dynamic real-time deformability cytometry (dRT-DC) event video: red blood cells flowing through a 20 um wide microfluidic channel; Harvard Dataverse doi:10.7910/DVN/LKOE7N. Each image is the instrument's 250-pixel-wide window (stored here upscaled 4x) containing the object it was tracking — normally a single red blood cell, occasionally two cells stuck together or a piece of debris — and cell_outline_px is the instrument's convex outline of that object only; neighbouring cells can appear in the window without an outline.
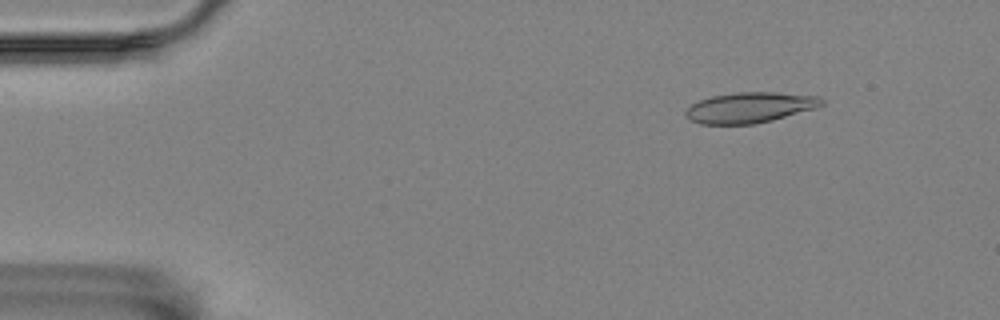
{"species": "Egyptian fruit bat (a non-hibernating species)", "species_latin": "Rousettus aegyptiacus", "temperature_condition": "room temperature", "stored_images_in_passage": 6, "camera_frame_rate_fps": 3000, "um_per_image_px": 0.085, "animal": {"sex": "female"}, "frame": {"image": 1, "passage_image": 1, "time_ms": 0.0, "image_size_px": [1000, 320], "cell_outline_px": [[824, 104], [816, 108], [772, 120], [756, 124], [700, 124], [692, 120], [684, 112], [692, 104], [700, 100], [712, 96], [736, 92], [776, 92], [820, 96], [824, 100]], "centroid_in_image_um": [63.78, 9.13], "position_along_channel_um": 21.2, "area_um2": 24.16}}
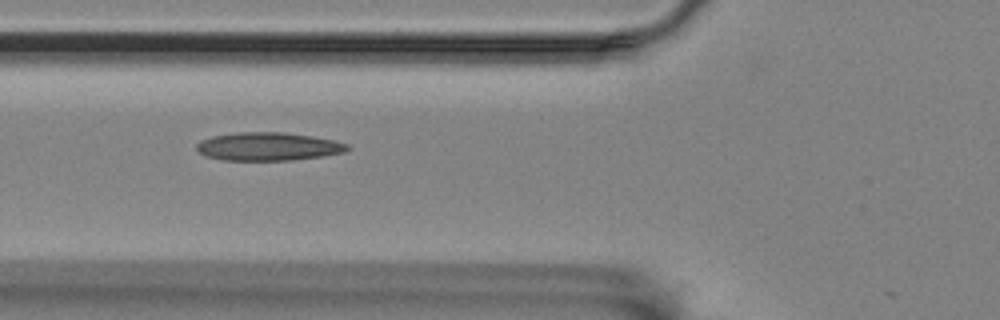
{"frame": {"image": 2, "passage_image": 5, "time_ms": 4.667, "image_size_px": [1000, 320], "cell_outline_px": [[352, 148], [344, 152], [324, 156], [292, 160], [224, 160], [204, 156], [196, 148], [196, 144], [200, 140], [212, 136], [236, 132], [284, 132], [312, 136], [332, 140], [348, 144]], "centroid_in_image_um": [22.79, 12.45], "position_along_channel_um": 103.0, "area_um2": 24.91}}
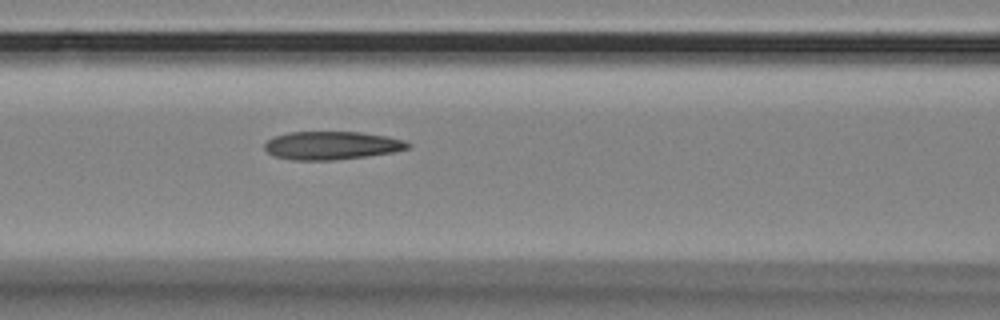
{"frame": {"image": 3, "passage_image": 6, "time_ms": 5.667, "image_size_px": [1000, 320], "cell_outline_px": [[412, 144], [408, 148], [392, 152], [364, 156], [332, 160], [292, 160], [272, 156], [264, 148], [264, 144], [268, 140], [276, 136], [288, 132], [360, 132], [388, 136], [404, 140]], "centroid_in_image_um": [28.18, 12.36], "position_along_channel_um": 138.4, "area_um2": 23.47}}